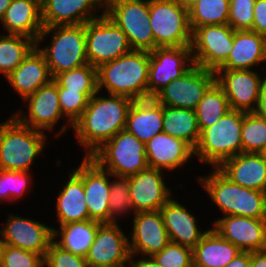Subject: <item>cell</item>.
<instances>
[{
	"instance_id": "1",
	"label": "cell",
	"mask_w": 266,
	"mask_h": 267,
	"mask_svg": "<svg viewBox=\"0 0 266 267\" xmlns=\"http://www.w3.org/2000/svg\"><path fill=\"white\" fill-rule=\"evenodd\" d=\"M134 100L98 91L88 101L80 118L72 125L77 145L90 157L106 141L126 127L129 109ZM78 141V142H77Z\"/></svg>"
},
{
	"instance_id": "2",
	"label": "cell",
	"mask_w": 266,
	"mask_h": 267,
	"mask_svg": "<svg viewBox=\"0 0 266 267\" xmlns=\"http://www.w3.org/2000/svg\"><path fill=\"white\" fill-rule=\"evenodd\" d=\"M149 64L148 51L132 50L100 65L97 68L98 91L134 101L148 99Z\"/></svg>"
},
{
	"instance_id": "3",
	"label": "cell",
	"mask_w": 266,
	"mask_h": 267,
	"mask_svg": "<svg viewBox=\"0 0 266 267\" xmlns=\"http://www.w3.org/2000/svg\"><path fill=\"white\" fill-rule=\"evenodd\" d=\"M210 171V172H209ZM197 175V182L221 215L265 219V192L242 187L228 179L218 168ZM212 201H211V200Z\"/></svg>"
},
{
	"instance_id": "4",
	"label": "cell",
	"mask_w": 266,
	"mask_h": 267,
	"mask_svg": "<svg viewBox=\"0 0 266 267\" xmlns=\"http://www.w3.org/2000/svg\"><path fill=\"white\" fill-rule=\"evenodd\" d=\"M50 135L21 124L13 115L0 121V169L32 172L45 155ZM41 155V156H40ZM37 158V159H36Z\"/></svg>"
},
{
	"instance_id": "5",
	"label": "cell",
	"mask_w": 266,
	"mask_h": 267,
	"mask_svg": "<svg viewBox=\"0 0 266 267\" xmlns=\"http://www.w3.org/2000/svg\"><path fill=\"white\" fill-rule=\"evenodd\" d=\"M36 47L44 55L53 79L60 73L88 64L85 24L44 27Z\"/></svg>"
},
{
	"instance_id": "6",
	"label": "cell",
	"mask_w": 266,
	"mask_h": 267,
	"mask_svg": "<svg viewBox=\"0 0 266 267\" xmlns=\"http://www.w3.org/2000/svg\"><path fill=\"white\" fill-rule=\"evenodd\" d=\"M243 118V111L231 109L212 126L200 132L194 149V158L198 159L199 165L202 163L203 166L208 165V168H218L225 160L242 153Z\"/></svg>"
},
{
	"instance_id": "7",
	"label": "cell",
	"mask_w": 266,
	"mask_h": 267,
	"mask_svg": "<svg viewBox=\"0 0 266 267\" xmlns=\"http://www.w3.org/2000/svg\"><path fill=\"white\" fill-rule=\"evenodd\" d=\"M12 113L21 124L35 130L47 132L48 135L55 129L57 130L55 126H59L58 122L63 120L62 124H60V129L53 133V136H55L53 138H56V140L57 138L61 139L64 133L67 135L72 128V125L63 117L60 109L58 85L54 80L26 97L22 101V107Z\"/></svg>"
},
{
	"instance_id": "8",
	"label": "cell",
	"mask_w": 266,
	"mask_h": 267,
	"mask_svg": "<svg viewBox=\"0 0 266 267\" xmlns=\"http://www.w3.org/2000/svg\"><path fill=\"white\" fill-rule=\"evenodd\" d=\"M112 175L130 177L148 168L145 143L126 129L106 141L91 156Z\"/></svg>"
},
{
	"instance_id": "9",
	"label": "cell",
	"mask_w": 266,
	"mask_h": 267,
	"mask_svg": "<svg viewBox=\"0 0 266 267\" xmlns=\"http://www.w3.org/2000/svg\"><path fill=\"white\" fill-rule=\"evenodd\" d=\"M104 13L126 34L132 50L155 49L149 0H105Z\"/></svg>"
},
{
	"instance_id": "10",
	"label": "cell",
	"mask_w": 266,
	"mask_h": 267,
	"mask_svg": "<svg viewBox=\"0 0 266 267\" xmlns=\"http://www.w3.org/2000/svg\"><path fill=\"white\" fill-rule=\"evenodd\" d=\"M149 13L155 48L191 46L188 8L175 0H149Z\"/></svg>"
},
{
	"instance_id": "11",
	"label": "cell",
	"mask_w": 266,
	"mask_h": 267,
	"mask_svg": "<svg viewBox=\"0 0 266 267\" xmlns=\"http://www.w3.org/2000/svg\"><path fill=\"white\" fill-rule=\"evenodd\" d=\"M88 63L96 68L132 51L126 34L104 13L85 24Z\"/></svg>"
},
{
	"instance_id": "12",
	"label": "cell",
	"mask_w": 266,
	"mask_h": 267,
	"mask_svg": "<svg viewBox=\"0 0 266 267\" xmlns=\"http://www.w3.org/2000/svg\"><path fill=\"white\" fill-rule=\"evenodd\" d=\"M216 82L215 71L193 65L180 78L172 80L153 99L163 105L195 111L207 90Z\"/></svg>"
},
{
	"instance_id": "13",
	"label": "cell",
	"mask_w": 266,
	"mask_h": 267,
	"mask_svg": "<svg viewBox=\"0 0 266 267\" xmlns=\"http://www.w3.org/2000/svg\"><path fill=\"white\" fill-rule=\"evenodd\" d=\"M234 32L229 24L203 25L195 28L191 41L194 64L216 71L231 53Z\"/></svg>"
},
{
	"instance_id": "14",
	"label": "cell",
	"mask_w": 266,
	"mask_h": 267,
	"mask_svg": "<svg viewBox=\"0 0 266 267\" xmlns=\"http://www.w3.org/2000/svg\"><path fill=\"white\" fill-rule=\"evenodd\" d=\"M0 226V245H9L41 255L43 258L53 239L52 226L9 211Z\"/></svg>"
},
{
	"instance_id": "15",
	"label": "cell",
	"mask_w": 266,
	"mask_h": 267,
	"mask_svg": "<svg viewBox=\"0 0 266 267\" xmlns=\"http://www.w3.org/2000/svg\"><path fill=\"white\" fill-rule=\"evenodd\" d=\"M265 71L260 69H217L215 71L216 83L223 89L231 109L255 112L263 79L266 76Z\"/></svg>"
},
{
	"instance_id": "16",
	"label": "cell",
	"mask_w": 266,
	"mask_h": 267,
	"mask_svg": "<svg viewBox=\"0 0 266 267\" xmlns=\"http://www.w3.org/2000/svg\"><path fill=\"white\" fill-rule=\"evenodd\" d=\"M121 223H102L85 260L89 267H127L129 237Z\"/></svg>"
},
{
	"instance_id": "17",
	"label": "cell",
	"mask_w": 266,
	"mask_h": 267,
	"mask_svg": "<svg viewBox=\"0 0 266 267\" xmlns=\"http://www.w3.org/2000/svg\"><path fill=\"white\" fill-rule=\"evenodd\" d=\"M149 53L148 99L194 65L191 46L157 47Z\"/></svg>"
},
{
	"instance_id": "18",
	"label": "cell",
	"mask_w": 266,
	"mask_h": 267,
	"mask_svg": "<svg viewBox=\"0 0 266 267\" xmlns=\"http://www.w3.org/2000/svg\"><path fill=\"white\" fill-rule=\"evenodd\" d=\"M167 174L148 167L129 177V192L135 213L160 210L176 194L173 185L169 187L165 181Z\"/></svg>"
},
{
	"instance_id": "19",
	"label": "cell",
	"mask_w": 266,
	"mask_h": 267,
	"mask_svg": "<svg viewBox=\"0 0 266 267\" xmlns=\"http://www.w3.org/2000/svg\"><path fill=\"white\" fill-rule=\"evenodd\" d=\"M130 222L128 237L131 255L152 257L170 242L160 210L135 213Z\"/></svg>"
},
{
	"instance_id": "20",
	"label": "cell",
	"mask_w": 266,
	"mask_h": 267,
	"mask_svg": "<svg viewBox=\"0 0 266 267\" xmlns=\"http://www.w3.org/2000/svg\"><path fill=\"white\" fill-rule=\"evenodd\" d=\"M211 227L241 251L266 250V220L228 215L212 220Z\"/></svg>"
},
{
	"instance_id": "21",
	"label": "cell",
	"mask_w": 266,
	"mask_h": 267,
	"mask_svg": "<svg viewBox=\"0 0 266 267\" xmlns=\"http://www.w3.org/2000/svg\"><path fill=\"white\" fill-rule=\"evenodd\" d=\"M105 0H41L44 27L86 24L104 14Z\"/></svg>"
},
{
	"instance_id": "22",
	"label": "cell",
	"mask_w": 266,
	"mask_h": 267,
	"mask_svg": "<svg viewBox=\"0 0 266 267\" xmlns=\"http://www.w3.org/2000/svg\"><path fill=\"white\" fill-rule=\"evenodd\" d=\"M145 149L148 166L167 172V176L170 171L179 172L186 165L190 166L189 163L192 164V159H195L194 149L188 143L164 132L146 142Z\"/></svg>"
},
{
	"instance_id": "23",
	"label": "cell",
	"mask_w": 266,
	"mask_h": 267,
	"mask_svg": "<svg viewBox=\"0 0 266 267\" xmlns=\"http://www.w3.org/2000/svg\"><path fill=\"white\" fill-rule=\"evenodd\" d=\"M172 196L161 208L160 213L170 241L193 249L209 231L200 228L198 218L188 205Z\"/></svg>"
},
{
	"instance_id": "24",
	"label": "cell",
	"mask_w": 266,
	"mask_h": 267,
	"mask_svg": "<svg viewBox=\"0 0 266 267\" xmlns=\"http://www.w3.org/2000/svg\"><path fill=\"white\" fill-rule=\"evenodd\" d=\"M80 161L79 165L68 170L67 177L54 199V215L59 223L57 225L89 220L83 186V157Z\"/></svg>"
},
{
	"instance_id": "25",
	"label": "cell",
	"mask_w": 266,
	"mask_h": 267,
	"mask_svg": "<svg viewBox=\"0 0 266 267\" xmlns=\"http://www.w3.org/2000/svg\"><path fill=\"white\" fill-rule=\"evenodd\" d=\"M83 186L89 219L110 223V173L90 157H83Z\"/></svg>"
},
{
	"instance_id": "26",
	"label": "cell",
	"mask_w": 266,
	"mask_h": 267,
	"mask_svg": "<svg viewBox=\"0 0 266 267\" xmlns=\"http://www.w3.org/2000/svg\"><path fill=\"white\" fill-rule=\"evenodd\" d=\"M218 69L266 70V37L251 30H235L231 53Z\"/></svg>"
},
{
	"instance_id": "27",
	"label": "cell",
	"mask_w": 266,
	"mask_h": 267,
	"mask_svg": "<svg viewBox=\"0 0 266 267\" xmlns=\"http://www.w3.org/2000/svg\"><path fill=\"white\" fill-rule=\"evenodd\" d=\"M53 80L44 55L35 47L6 78L14 94L23 101ZM16 91V92H15Z\"/></svg>"
},
{
	"instance_id": "28",
	"label": "cell",
	"mask_w": 266,
	"mask_h": 267,
	"mask_svg": "<svg viewBox=\"0 0 266 267\" xmlns=\"http://www.w3.org/2000/svg\"><path fill=\"white\" fill-rule=\"evenodd\" d=\"M218 169L242 187L266 192V157L262 153L242 152L225 160Z\"/></svg>"
},
{
	"instance_id": "29",
	"label": "cell",
	"mask_w": 266,
	"mask_h": 267,
	"mask_svg": "<svg viewBox=\"0 0 266 267\" xmlns=\"http://www.w3.org/2000/svg\"><path fill=\"white\" fill-rule=\"evenodd\" d=\"M0 25L4 34L24 35L37 41L44 28L41 0H12Z\"/></svg>"
},
{
	"instance_id": "30",
	"label": "cell",
	"mask_w": 266,
	"mask_h": 267,
	"mask_svg": "<svg viewBox=\"0 0 266 267\" xmlns=\"http://www.w3.org/2000/svg\"><path fill=\"white\" fill-rule=\"evenodd\" d=\"M125 129L146 143L163 132V105L153 98L136 100L132 103Z\"/></svg>"
},
{
	"instance_id": "31",
	"label": "cell",
	"mask_w": 266,
	"mask_h": 267,
	"mask_svg": "<svg viewBox=\"0 0 266 267\" xmlns=\"http://www.w3.org/2000/svg\"><path fill=\"white\" fill-rule=\"evenodd\" d=\"M101 224L89 219L53 226L52 241L60 248L85 258Z\"/></svg>"
},
{
	"instance_id": "32",
	"label": "cell",
	"mask_w": 266,
	"mask_h": 267,
	"mask_svg": "<svg viewBox=\"0 0 266 267\" xmlns=\"http://www.w3.org/2000/svg\"><path fill=\"white\" fill-rule=\"evenodd\" d=\"M241 250L222 238L211 226L193 248V267H225Z\"/></svg>"
},
{
	"instance_id": "33",
	"label": "cell",
	"mask_w": 266,
	"mask_h": 267,
	"mask_svg": "<svg viewBox=\"0 0 266 267\" xmlns=\"http://www.w3.org/2000/svg\"><path fill=\"white\" fill-rule=\"evenodd\" d=\"M163 132L183 139L195 149L200 138L195 111L163 106Z\"/></svg>"
},
{
	"instance_id": "34",
	"label": "cell",
	"mask_w": 266,
	"mask_h": 267,
	"mask_svg": "<svg viewBox=\"0 0 266 267\" xmlns=\"http://www.w3.org/2000/svg\"><path fill=\"white\" fill-rule=\"evenodd\" d=\"M36 47V41L19 34L0 32V75L6 78Z\"/></svg>"
},
{
	"instance_id": "35",
	"label": "cell",
	"mask_w": 266,
	"mask_h": 267,
	"mask_svg": "<svg viewBox=\"0 0 266 267\" xmlns=\"http://www.w3.org/2000/svg\"><path fill=\"white\" fill-rule=\"evenodd\" d=\"M231 110L223 89L215 82L198 103L195 113L200 132Z\"/></svg>"
},
{
	"instance_id": "36",
	"label": "cell",
	"mask_w": 266,
	"mask_h": 267,
	"mask_svg": "<svg viewBox=\"0 0 266 267\" xmlns=\"http://www.w3.org/2000/svg\"><path fill=\"white\" fill-rule=\"evenodd\" d=\"M188 11L192 31L203 25L228 24L229 0H197Z\"/></svg>"
},
{
	"instance_id": "37",
	"label": "cell",
	"mask_w": 266,
	"mask_h": 267,
	"mask_svg": "<svg viewBox=\"0 0 266 267\" xmlns=\"http://www.w3.org/2000/svg\"><path fill=\"white\" fill-rule=\"evenodd\" d=\"M34 174L26 171H7L0 169V206L22 201L33 191ZM7 202V203H6Z\"/></svg>"
},
{
	"instance_id": "38",
	"label": "cell",
	"mask_w": 266,
	"mask_h": 267,
	"mask_svg": "<svg viewBox=\"0 0 266 267\" xmlns=\"http://www.w3.org/2000/svg\"><path fill=\"white\" fill-rule=\"evenodd\" d=\"M109 210L110 223H119L121 218L122 221L130 220L135 215L129 192V177L110 173Z\"/></svg>"
},
{
	"instance_id": "39",
	"label": "cell",
	"mask_w": 266,
	"mask_h": 267,
	"mask_svg": "<svg viewBox=\"0 0 266 267\" xmlns=\"http://www.w3.org/2000/svg\"><path fill=\"white\" fill-rule=\"evenodd\" d=\"M241 140L242 152L262 153L266 147V117L244 112Z\"/></svg>"
},
{
	"instance_id": "40",
	"label": "cell",
	"mask_w": 266,
	"mask_h": 267,
	"mask_svg": "<svg viewBox=\"0 0 266 267\" xmlns=\"http://www.w3.org/2000/svg\"><path fill=\"white\" fill-rule=\"evenodd\" d=\"M58 88H68L79 93H97V68L88 64L58 74L53 79Z\"/></svg>"
},
{
	"instance_id": "41",
	"label": "cell",
	"mask_w": 266,
	"mask_h": 267,
	"mask_svg": "<svg viewBox=\"0 0 266 267\" xmlns=\"http://www.w3.org/2000/svg\"><path fill=\"white\" fill-rule=\"evenodd\" d=\"M96 93H79L68 88H58L60 109L63 117L73 125L85 111L88 101Z\"/></svg>"
},
{
	"instance_id": "42",
	"label": "cell",
	"mask_w": 266,
	"mask_h": 267,
	"mask_svg": "<svg viewBox=\"0 0 266 267\" xmlns=\"http://www.w3.org/2000/svg\"><path fill=\"white\" fill-rule=\"evenodd\" d=\"M0 267H44V258L21 248L0 245Z\"/></svg>"
},
{
	"instance_id": "43",
	"label": "cell",
	"mask_w": 266,
	"mask_h": 267,
	"mask_svg": "<svg viewBox=\"0 0 266 267\" xmlns=\"http://www.w3.org/2000/svg\"><path fill=\"white\" fill-rule=\"evenodd\" d=\"M152 258L162 267H193V249L172 241Z\"/></svg>"
},
{
	"instance_id": "44",
	"label": "cell",
	"mask_w": 266,
	"mask_h": 267,
	"mask_svg": "<svg viewBox=\"0 0 266 267\" xmlns=\"http://www.w3.org/2000/svg\"><path fill=\"white\" fill-rule=\"evenodd\" d=\"M256 0H229L228 24L234 30H252Z\"/></svg>"
},
{
	"instance_id": "45",
	"label": "cell",
	"mask_w": 266,
	"mask_h": 267,
	"mask_svg": "<svg viewBox=\"0 0 266 267\" xmlns=\"http://www.w3.org/2000/svg\"><path fill=\"white\" fill-rule=\"evenodd\" d=\"M44 267H89L84 257L57 246L53 241L44 257Z\"/></svg>"
},
{
	"instance_id": "46",
	"label": "cell",
	"mask_w": 266,
	"mask_h": 267,
	"mask_svg": "<svg viewBox=\"0 0 266 267\" xmlns=\"http://www.w3.org/2000/svg\"><path fill=\"white\" fill-rule=\"evenodd\" d=\"M253 11L254 22L251 31L266 37V0H256Z\"/></svg>"
},
{
	"instance_id": "47",
	"label": "cell",
	"mask_w": 266,
	"mask_h": 267,
	"mask_svg": "<svg viewBox=\"0 0 266 267\" xmlns=\"http://www.w3.org/2000/svg\"><path fill=\"white\" fill-rule=\"evenodd\" d=\"M140 257V258H139ZM127 267H162L152 257L131 255Z\"/></svg>"
},
{
	"instance_id": "48",
	"label": "cell",
	"mask_w": 266,
	"mask_h": 267,
	"mask_svg": "<svg viewBox=\"0 0 266 267\" xmlns=\"http://www.w3.org/2000/svg\"><path fill=\"white\" fill-rule=\"evenodd\" d=\"M225 267H250V252L241 251Z\"/></svg>"
},
{
	"instance_id": "49",
	"label": "cell",
	"mask_w": 266,
	"mask_h": 267,
	"mask_svg": "<svg viewBox=\"0 0 266 267\" xmlns=\"http://www.w3.org/2000/svg\"><path fill=\"white\" fill-rule=\"evenodd\" d=\"M250 267H266V250L250 252Z\"/></svg>"
},
{
	"instance_id": "50",
	"label": "cell",
	"mask_w": 266,
	"mask_h": 267,
	"mask_svg": "<svg viewBox=\"0 0 266 267\" xmlns=\"http://www.w3.org/2000/svg\"><path fill=\"white\" fill-rule=\"evenodd\" d=\"M255 112L266 117V76L263 79L259 103Z\"/></svg>"
},
{
	"instance_id": "51",
	"label": "cell",
	"mask_w": 266,
	"mask_h": 267,
	"mask_svg": "<svg viewBox=\"0 0 266 267\" xmlns=\"http://www.w3.org/2000/svg\"><path fill=\"white\" fill-rule=\"evenodd\" d=\"M11 1L12 0H0V20L4 16L5 11L9 7V5L11 4Z\"/></svg>"
},
{
	"instance_id": "52",
	"label": "cell",
	"mask_w": 266,
	"mask_h": 267,
	"mask_svg": "<svg viewBox=\"0 0 266 267\" xmlns=\"http://www.w3.org/2000/svg\"><path fill=\"white\" fill-rule=\"evenodd\" d=\"M175 1H177L181 6L189 8L197 0H175Z\"/></svg>"
},
{
	"instance_id": "53",
	"label": "cell",
	"mask_w": 266,
	"mask_h": 267,
	"mask_svg": "<svg viewBox=\"0 0 266 267\" xmlns=\"http://www.w3.org/2000/svg\"><path fill=\"white\" fill-rule=\"evenodd\" d=\"M262 154L266 157V147H265V149L263 150Z\"/></svg>"
},
{
	"instance_id": "54",
	"label": "cell",
	"mask_w": 266,
	"mask_h": 267,
	"mask_svg": "<svg viewBox=\"0 0 266 267\" xmlns=\"http://www.w3.org/2000/svg\"><path fill=\"white\" fill-rule=\"evenodd\" d=\"M265 207H266V192H265ZM265 220H266V217H265Z\"/></svg>"
}]
</instances>
